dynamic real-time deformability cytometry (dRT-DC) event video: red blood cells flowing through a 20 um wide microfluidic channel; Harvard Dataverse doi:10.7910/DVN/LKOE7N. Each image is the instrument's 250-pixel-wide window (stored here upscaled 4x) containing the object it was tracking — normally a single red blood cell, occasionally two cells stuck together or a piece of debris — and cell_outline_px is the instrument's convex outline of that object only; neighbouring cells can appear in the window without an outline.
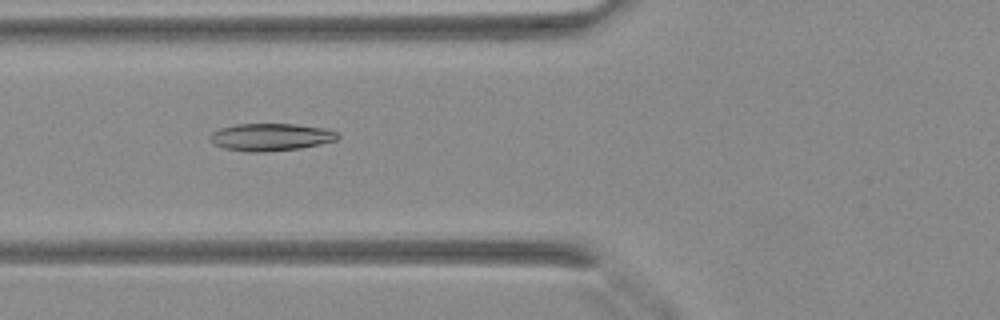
{"species": "Egyptian fruit bat (a non-hibernating species)", "species_latin": "Rousettus aegyptiacus", "temperature_condition": "warm", "stored_images_in_passage": 42, "camera_frame_rate_fps": 3000, "um_per_image_px": 0.085, "animal": {"sex": "female"}, "frame": {"image": 1, "passage_image": 17, "time_ms": 5.333, "image_size_px": [1000, 320], "cell_outline_px": [[340, 136], [336, 140], [300, 148], [264, 152], [248, 152], [224, 148], [208, 140], [208, 136], [212, 132], [220, 128], [236, 124], [296, 124], [328, 128], [336, 132]], "centroid_in_image_um": [23.0, 11.64], "position_along_channel_um": 102.8, "area_um2": 20.46}}
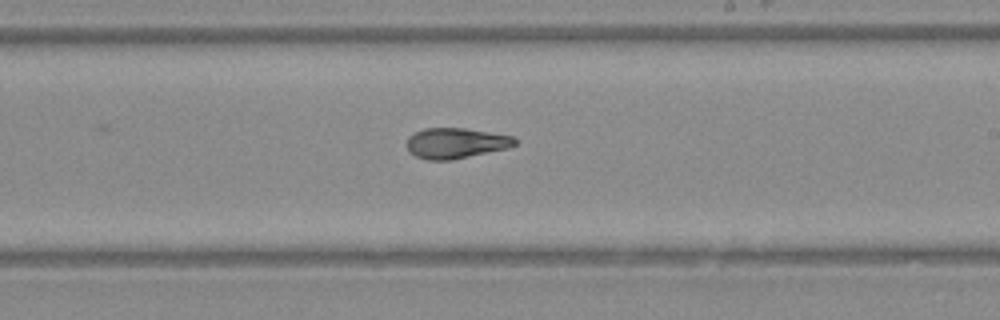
{"frame": {"image": 2, "passage_image": 26, "time_ms": 8.333, "image_size_px": [1000, 320], "cell_outline_px": [[516, 144], [504, 148], [452, 160], [428, 160], [416, 156], [408, 152], [404, 144], [408, 136], [424, 128], [464, 128], [512, 136], [516, 140]], "centroid_in_image_um": [38.64, 12.16], "position_along_channel_um": 250.4, "area_um2": 19.07}}
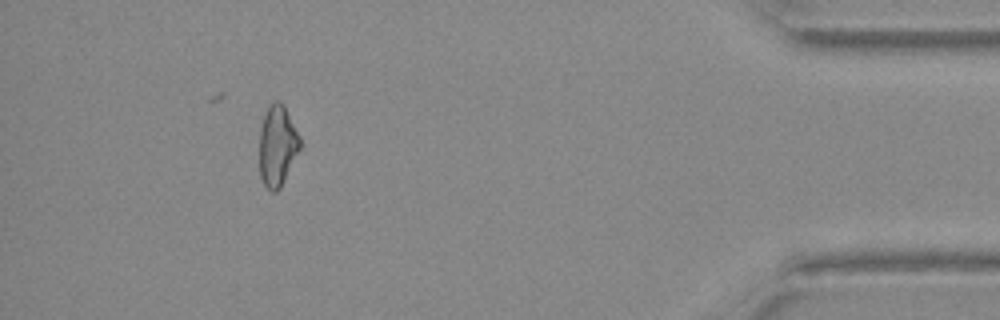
{"frame": {"image": 3, "passage_image": 39, "time_ms": 12.667, "image_size_px": [1000, 320], "cell_outline_px": [[300, 148], [280, 188], [276, 192], [272, 192], [264, 184], [260, 176], [260, 132], [264, 116], [268, 104], [276, 100], [280, 100], [284, 104], [300, 136]], "centroid_in_image_um": [23.58, 12.35], "position_along_channel_um": 411.6, "area_um2": 19.02}}